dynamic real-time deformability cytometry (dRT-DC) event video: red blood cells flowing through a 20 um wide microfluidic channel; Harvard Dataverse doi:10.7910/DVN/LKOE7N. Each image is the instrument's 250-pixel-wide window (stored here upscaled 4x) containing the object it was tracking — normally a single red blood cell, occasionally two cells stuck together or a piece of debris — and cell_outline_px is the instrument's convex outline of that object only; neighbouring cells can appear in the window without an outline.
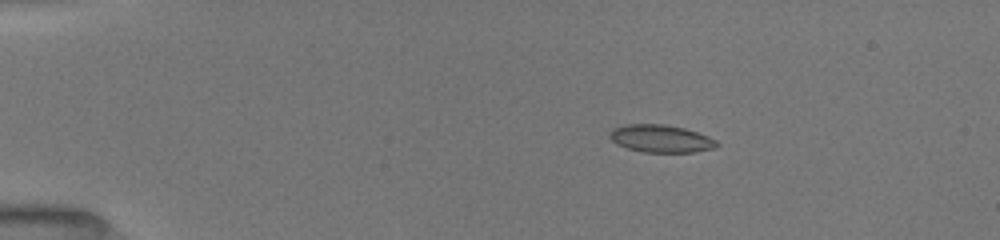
{"species": "common noctule bat (a hibernating species)", "species_latin": "Nyctalus noctula", "temperature_condition": "room temperature", "stored_images_in_passage": 7, "camera_frame_rate_fps": 3000, "um_per_image_px": 0.085, "animal": {"sex": "female", "body_mass_g": 19.5, "forearm_length_mm": 54.1}, "frame": {"image": 1, "passage_image": 1, "time_ms": 0.0, "image_size_px": [1000, 240], "cell_outline_px": [[720, 144], [716, 148], [692, 152], [644, 152], [628, 148], [616, 144], [608, 136], [608, 132], [612, 128], [624, 124], [664, 124], [684, 128], [708, 136], [716, 140]], "centroid_in_image_um": [56.15, 11.77], "position_along_channel_um": 28.9, "area_um2": 17.34}}
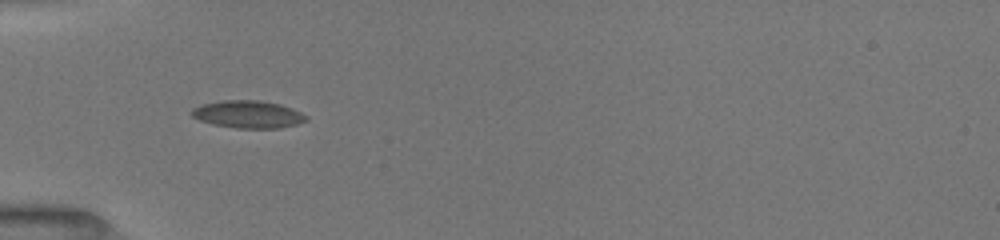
{"frame": {"image": 2, "passage_image": 6, "time_ms": 2.667, "image_size_px": [1000, 240], "cell_outline_px": [[308, 120], [296, 124], [280, 128], [236, 128], [212, 124], [200, 120], [192, 116], [188, 112], [192, 108], [204, 104], [224, 100], [260, 100], [280, 104], [292, 108], [308, 116]], "centroid_in_image_um": [21.08, 9.71], "position_along_channel_um": 63.9, "area_um2": 18.38}}
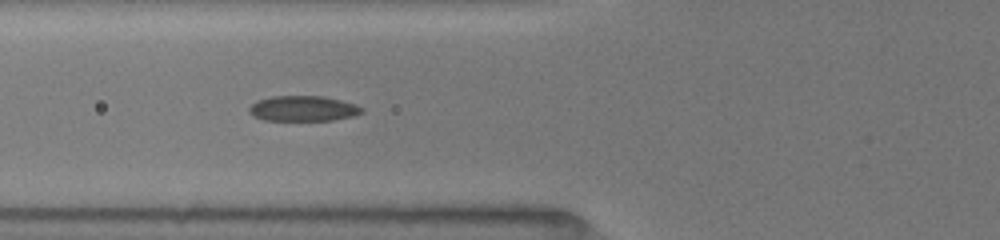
{"frame": {"image": 3, "passage_image": 7, "time_ms": 3.667, "image_size_px": [1000, 240], "cell_outline_px": [[364, 112], [352, 116], [332, 120], [264, 120], [252, 116], [248, 112], [248, 108], [256, 100], [272, 96], [324, 96], [356, 104], [364, 108]], "centroid_in_image_um": [25.74, 9.22], "position_along_channel_um": 100.1, "area_um2": 16.76}}